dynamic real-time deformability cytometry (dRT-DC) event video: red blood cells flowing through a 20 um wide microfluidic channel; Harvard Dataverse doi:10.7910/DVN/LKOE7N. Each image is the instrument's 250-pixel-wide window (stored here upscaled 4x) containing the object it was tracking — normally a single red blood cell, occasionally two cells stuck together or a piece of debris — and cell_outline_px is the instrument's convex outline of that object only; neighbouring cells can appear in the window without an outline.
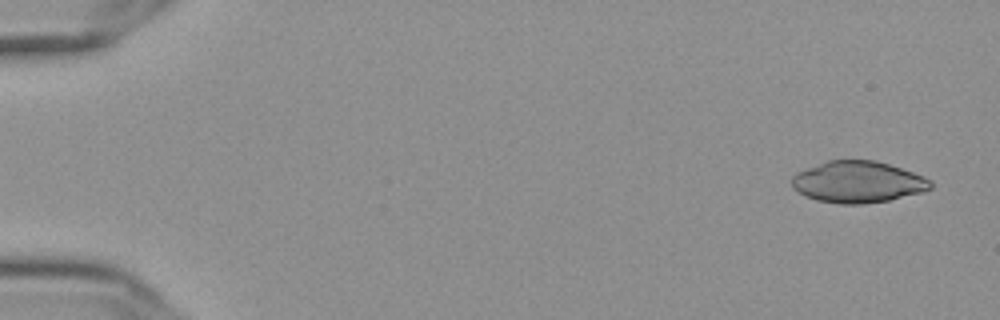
{"species": "Egyptian fruit bat (a non-hibernating species)", "species_latin": "Rousettus aegyptiacus", "temperature_condition": "cold", "stored_images_in_passage": 56, "camera_frame_rate_fps": 3000, "um_per_image_px": 0.085, "frame": {"image": 1, "passage_image": 3, "time_ms": 0.667, "image_size_px": [1000, 320], "cell_outline_px": [[932, 188], [924, 192], [888, 200], [864, 204], [840, 204], [816, 200], [804, 196], [792, 188], [792, 176], [796, 172], [828, 160], [876, 160], [924, 176], [932, 180]], "centroid_in_image_um": [72.91, 15.47], "position_along_channel_um": 12.1, "area_um2": 33.76}}